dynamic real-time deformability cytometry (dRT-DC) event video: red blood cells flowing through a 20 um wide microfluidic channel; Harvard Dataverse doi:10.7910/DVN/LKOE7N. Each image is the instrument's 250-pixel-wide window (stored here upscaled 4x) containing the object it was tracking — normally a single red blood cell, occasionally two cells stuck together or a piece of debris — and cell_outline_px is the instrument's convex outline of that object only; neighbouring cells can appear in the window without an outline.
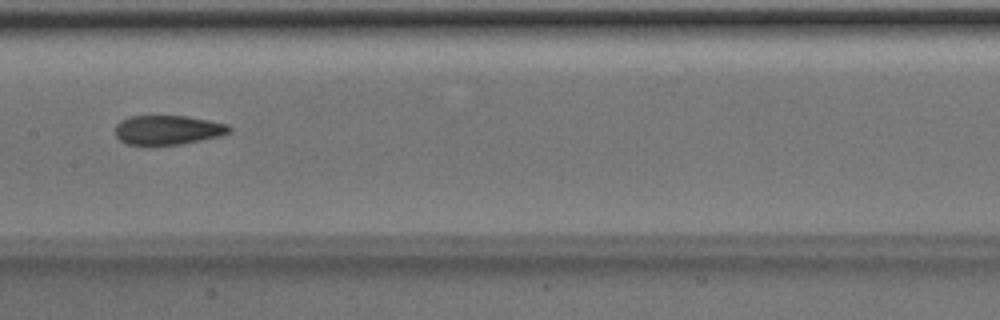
{"species": "Egyptian fruit bat (a non-hibernating species)", "species_latin": "Rousettus aegyptiacus", "temperature_condition": "room temperature", "stored_images_in_passage": 7, "camera_frame_rate_fps": 3000, "um_per_image_px": 0.085, "animal": {"sex": "male"}, "frame": {"image": 1, "passage_image": 7, "time_ms": 2.0, "image_size_px": [1000, 320], "cell_outline_px": [[232, 132], [220, 136], [180, 144], [152, 148], [144, 148], [124, 144], [116, 136], [116, 124], [120, 120], [128, 116], [188, 116], [228, 124], [232, 128]], "centroid_in_image_um": [14.21, 11.09], "position_along_channel_um": 193.2, "area_um2": 20.4}}